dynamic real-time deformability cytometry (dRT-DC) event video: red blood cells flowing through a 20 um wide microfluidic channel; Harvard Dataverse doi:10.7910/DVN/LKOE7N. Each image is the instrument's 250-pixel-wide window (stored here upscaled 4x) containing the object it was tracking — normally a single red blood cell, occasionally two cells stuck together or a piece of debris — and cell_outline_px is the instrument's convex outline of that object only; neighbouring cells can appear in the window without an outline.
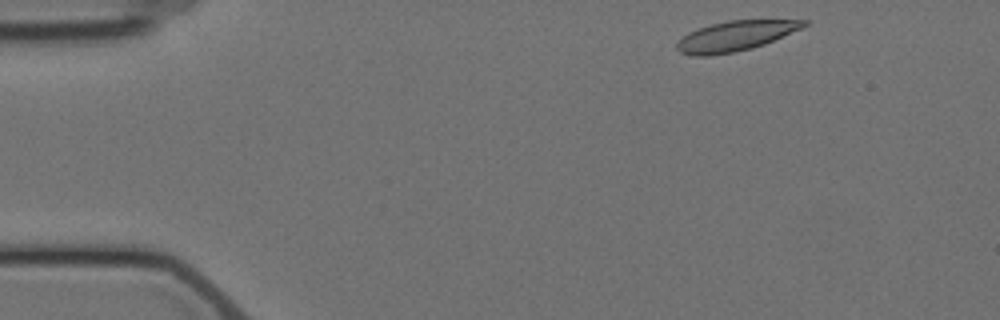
{"species": "Egyptian fruit bat (a non-hibernating species)", "species_latin": "Rousettus aegyptiacus", "temperature_condition": "cold", "stored_images_in_passage": 4, "camera_frame_rate_fps": 3000, "um_per_image_px": 0.085, "animal": {"sex": "female"}, "frame": {"image": 1, "passage_image": 1, "time_ms": 0.0, "image_size_px": [1000, 320], "cell_outline_px": [[808, 24], [800, 28], [764, 44], [752, 48], [732, 52], [708, 56], [692, 56], [680, 52], [676, 48], [676, 44], [688, 32], [712, 24], [728, 20], [808, 20]], "centroid_in_image_um": [62.47, 3.06], "position_along_channel_um": 22.5, "area_um2": 21.79}}
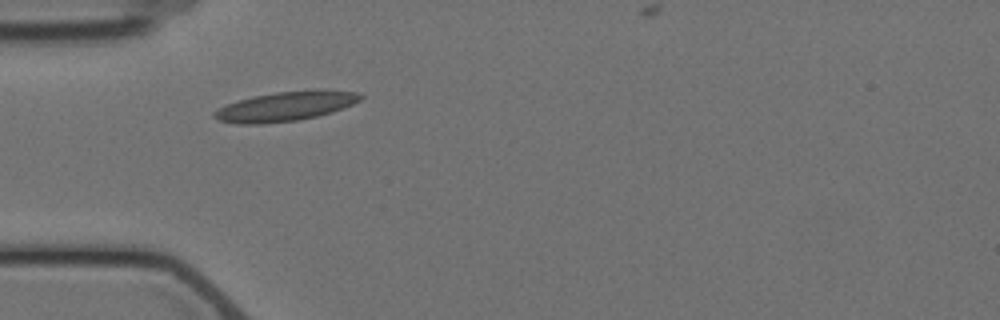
{"frame": {"image": 2, "passage_image": 3, "time_ms": 3.333, "image_size_px": [1000, 320], "cell_outline_px": [[364, 96], [360, 100], [352, 104], [332, 112], [316, 116], [296, 120], [260, 124], [236, 124], [220, 120], [212, 116], [212, 112], [228, 104], [240, 100], [256, 96], [276, 92], [316, 88], [324, 88], [356, 92]], "centroid_in_image_um": [24.32, 9.01], "position_along_channel_um": 60.7, "area_um2": 25.14}}